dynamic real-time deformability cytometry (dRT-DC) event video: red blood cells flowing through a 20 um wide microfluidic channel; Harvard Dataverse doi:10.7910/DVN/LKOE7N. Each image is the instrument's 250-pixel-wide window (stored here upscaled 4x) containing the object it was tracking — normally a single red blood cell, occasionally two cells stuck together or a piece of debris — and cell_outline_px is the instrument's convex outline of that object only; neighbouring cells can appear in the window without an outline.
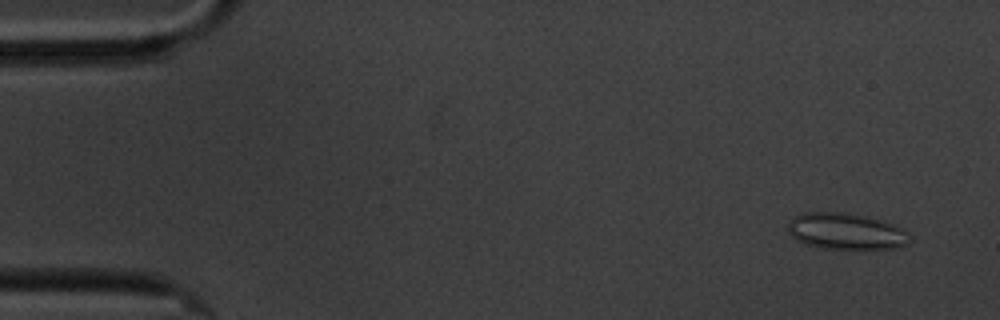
{"species": "common noctule bat (a hibernating species)", "species_latin": "Nyctalus noctula", "temperature_condition": "cold", "stored_images_in_passage": 6, "segment_of_instrument_passage": [1, 2], "camera_frame_rate_fps": 3000, "um_per_image_px": 0.085, "animal": {"sex": "male", "body_mass_g": 20.1, "forearm_length_mm": 53.5}, "frame": {"image": 1, "passage_image": 1, "time_ms": 0.0, "image_size_px": [1000, 320], "cell_outline_px": [[912, 240], [908, 244], [896, 248], [824, 248], [804, 244], [796, 240], [788, 232], [788, 224], [796, 216], [804, 212], [848, 212], [868, 216], [904, 228], [912, 236]], "centroid_in_image_um": [71.95, 19.65], "position_along_channel_um": 13.0, "area_um2": 25.95}}
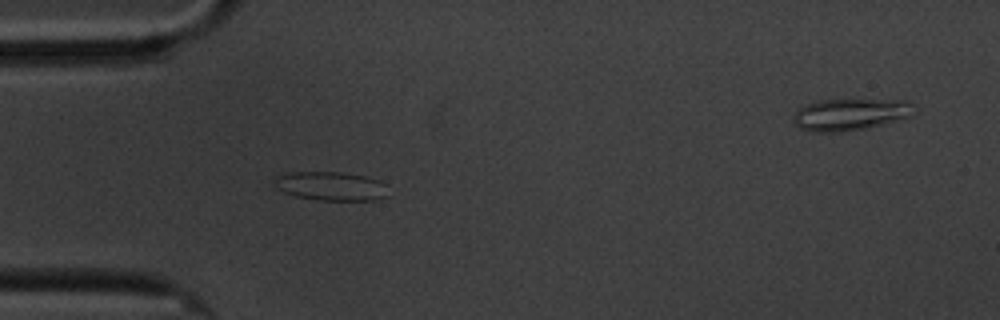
{"frame": {"image": 2, "passage_image": 5, "time_ms": 4.333, "image_size_px": [1000, 320], "cell_outline_px": [[388, 196], [376, 200], [316, 200], [296, 196], [284, 192], [276, 188], [276, 176], [288, 172], [344, 172], [364, 176], [380, 180], [388, 184]], "centroid_in_image_um": [28.2, 15.82], "position_along_channel_um": 56.8, "area_um2": 19.36}}